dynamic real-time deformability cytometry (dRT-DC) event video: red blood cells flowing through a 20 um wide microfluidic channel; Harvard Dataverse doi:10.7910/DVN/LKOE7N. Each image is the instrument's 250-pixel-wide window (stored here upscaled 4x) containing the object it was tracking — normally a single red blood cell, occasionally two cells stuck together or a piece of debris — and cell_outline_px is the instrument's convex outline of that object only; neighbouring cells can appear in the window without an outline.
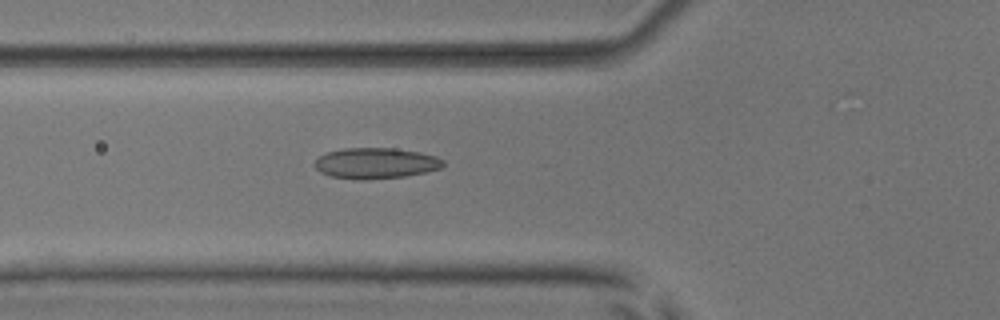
{"species": "common noctule bat (a hibernating species)", "species_latin": "Nyctalus noctula", "temperature_condition": "room temperature", "stored_images_in_passage": 28, "camera_frame_rate_fps": 3000, "um_per_image_px": 0.085, "animal": {"sex": "male", "body_mass_g": 17.9, "forearm_length_mm": 54.2}, "frame": {"image": 1, "passage_image": 6, "time_ms": 1.667, "image_size_px": [1000, 320], "cell_outline_px": [[444, 164], [440, 168], [424, 172], [404, 176], [368, 180], [356, 180], [332, 176], [320, 172], [312, 164], [320, 156], [328, 152], [344, 148], [396, 148], [420, 152], [436, 156], [444, 160]], "centroid_in_image_um": [31.93, 13.87], "position_along_channel_um": 93.9, "area_um2": 23.12}}
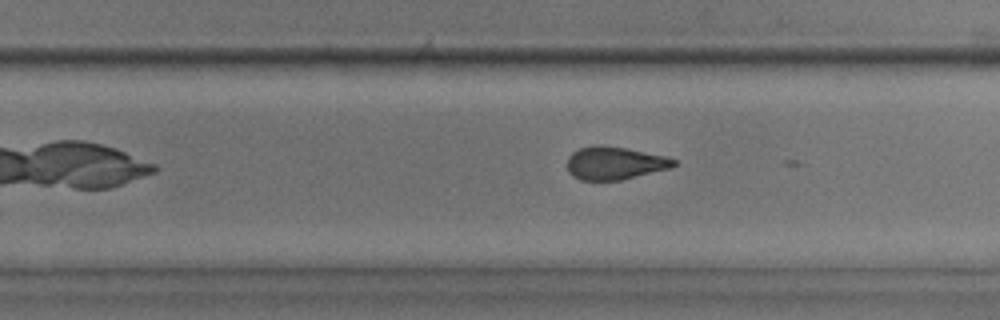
{"frame": {"image": 2, "passage_image": 20, "time_ms": 6.333, "image_size_px": [1000, 320], "cell_outline_px": [[676, 164], [672, 168], [620, 180], [580, 180], [572, 176], [568, 172], [568, 156], [572, 152], [580, 148], [592, 144], [604, 144], [628, 148], [668, 156], [676, 160]], "centroid_in_image_um": [52.26, 13.84], "position_along_channel_um": 277.5, "area_um2": 20.87}}
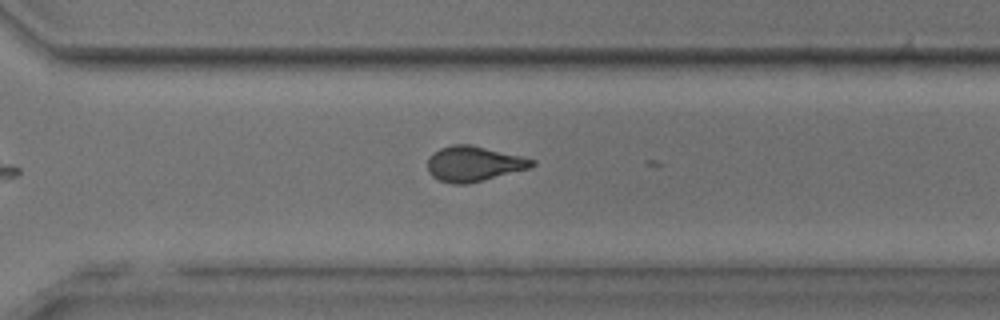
{"frame": {"image": 3, "passage_image": 24, "time_ms": 7.667, "image_size_px": [1000, 320], "cell_outline_px": [[536, 164], [532, 168], [468, 184], [452, 184], [440, 180], [432, 176], [428, 172], [428, 160], [432, 152], [440, 148], [452, 144], [468, 144], [520, 156], [536, 160]], "centroid_in_image_um": [40.27, 13.93], "position_along_channel_um": 330.3, "area_um2": 21.44}, "authors_computed_cell_mechanics": {"area_um2": 21.3571, "velocity_mm_per_s": 3.9486, "shape_relaxation_time_tau1_ms": null, "shape_relaxation_time_tau2_ms": 1.4758, "deformation_change_tau1": null, "deformation_change_tau2": 0.0887}}